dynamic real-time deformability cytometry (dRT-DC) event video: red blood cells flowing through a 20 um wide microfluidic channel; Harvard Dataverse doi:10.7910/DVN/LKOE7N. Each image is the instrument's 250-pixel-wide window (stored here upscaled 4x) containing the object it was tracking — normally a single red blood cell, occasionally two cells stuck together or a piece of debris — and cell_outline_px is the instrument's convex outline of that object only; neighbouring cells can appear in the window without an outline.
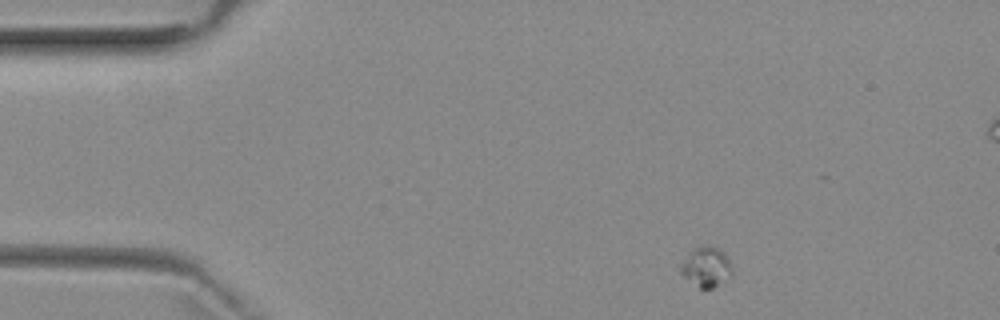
{"species": "common noctule bat (a hibernating species)", "species_latin": "Nyctalus noctula", "temperature_condition": "room temperature", "stored_images_in_passage": 5, "camera_frame_rate_fps": 3000, "um_per_image_px": 0.085, "animal": {"sex": "female", "body_mass_g": 29.2, "forearm_length_mm": 56.3}, "frame": {"image": 1, "passage_image": 5, "time_ms": 5.667, "image_size_px": [1000, 320], "cell_outline_px": [[732, 276], [712, 288], [700, 288], [684, 276], [680, 272], [680, 264], [688, 252], [692, 248], [700, 244], [708, 244], [720, 248], [728, 256], [732, 268]], "centroid_in_image_um": [60.04, 22.62], "position_along_channel_um": 25.0, "area_um2": 12.31}}